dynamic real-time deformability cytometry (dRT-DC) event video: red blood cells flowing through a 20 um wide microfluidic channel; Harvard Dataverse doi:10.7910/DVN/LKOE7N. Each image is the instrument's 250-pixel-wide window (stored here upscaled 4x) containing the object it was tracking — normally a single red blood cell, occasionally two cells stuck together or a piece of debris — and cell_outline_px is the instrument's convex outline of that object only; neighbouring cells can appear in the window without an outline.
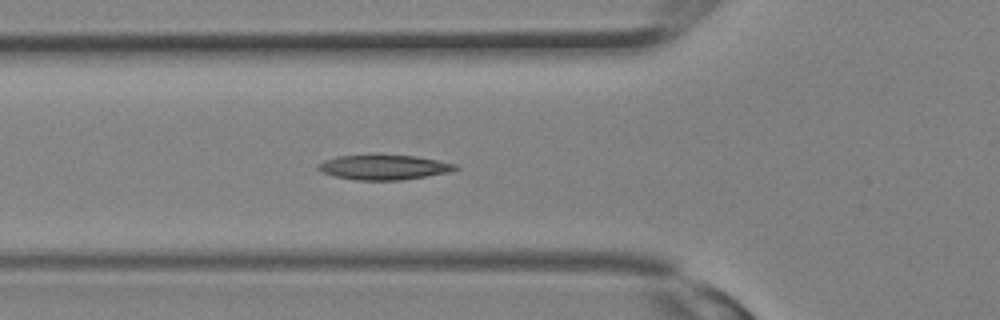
{"species": "Egyptian fruit bat (a non-hibernating species)", "species_latin": "Rousettus aegyptiacus", "temperature_condition": "room temperature", "stored_images_in_passage": 14, "camera_frame_rate_fps": 3000, "um_per_image_px": 0.085, "animal": {"sex": "female"}, "frame": {"image": 1, "passage_image": 10, "time_ms": 3.0, "image_size_px": [1000, 320], "cell_outline_px": [[460, 168], [448, 172], [400, 180], [356, 180], [332, 176], [320, 172], [316, 168], [316, 164], [324, 160], [336, 156], [376, 152], [416, 156], [456, 164]], "centroid_in_image_um": [32.52, 14.17], "position_along_channel_um": 93.3, "area_um2": 20.75}}
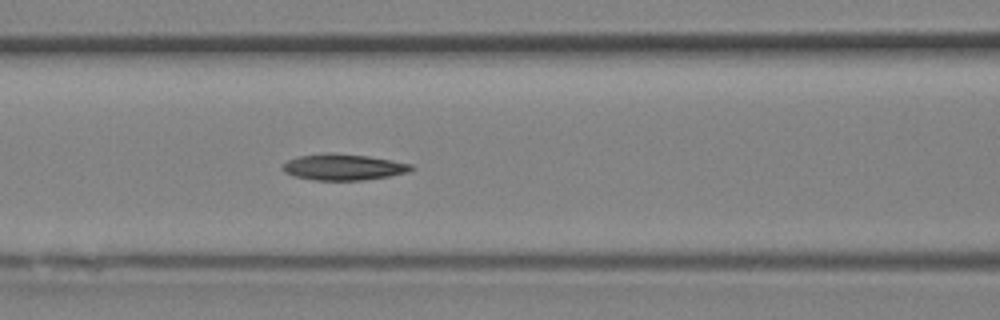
{"frame": {"image": 2, "passage_image": 12, "time_ms": 3.667, "image_size_px": [1000, 320], "cell_outline_px": [[416, 168], [408, 172], [388, 176], [360, 180], [316, 180], [292, 176], [284, 172], [280, 168], [288, 160], [296, 156], [324, 152], [332, 152], [368, 156], [392, 160], [412, 164]], "centroid_in_image_um": [29.15, 14.18], "position_along_channel_um": 137.4, "area_um2": 19.83}}
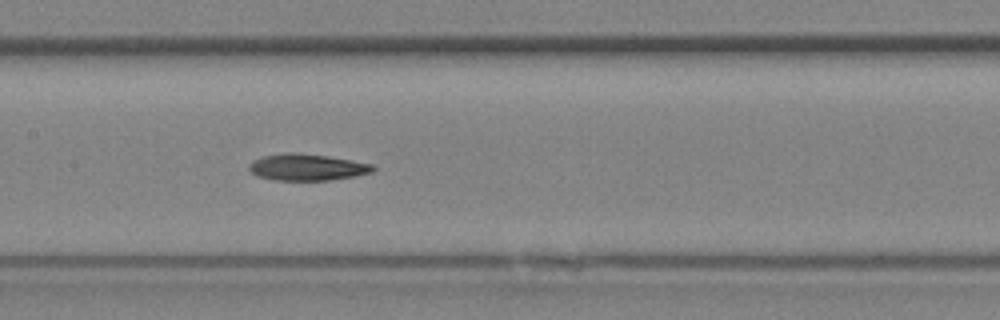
{"frame": {"image": 3, "passage_image": 14, "time_ms": 4.333, "image_size_px": [1000, 320], "cell_outline_px": [[376, 168], [372, 172], [352, 176], [328, 180], [276, 180], [260, 176], [252, 172], [248, 168], [248, 164], [264, 156], [284, 152], [296, 152], [328, 156], [372, 164]], "centroid_in_image_um": [26.1, 14.2], "position_along_channel_um": 181.3, "area_um2": 18.9}}